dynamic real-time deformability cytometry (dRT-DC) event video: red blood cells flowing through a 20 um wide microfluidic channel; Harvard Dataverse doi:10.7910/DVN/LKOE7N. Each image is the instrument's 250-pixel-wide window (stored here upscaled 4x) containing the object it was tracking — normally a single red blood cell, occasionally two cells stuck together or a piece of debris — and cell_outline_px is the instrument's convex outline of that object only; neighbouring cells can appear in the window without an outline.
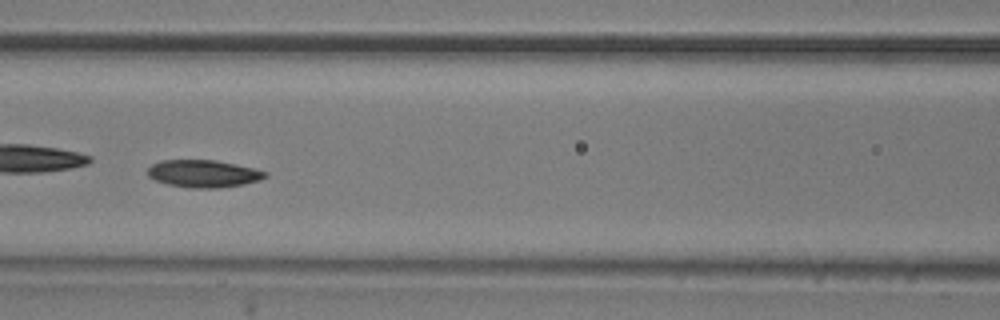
{"species": "common noctule bat (a hibernating species)", "species_latin": "Nyctalus noctula", "temperature_condition": "room temperature", "stored_images_in_passage": 56, "camera_frame_rate_fps": 3000, "um_per_image_px": 0.085, "animal": {"sex": "male", "body_mass_g": 20.5, "forearm_length_mm": 52.5}, "frame": {"image": 1, "passage_image": 25, "time_ms": 8.0, "image_size_px": [1000, 320], "cell_outline_px": [[264, 176], [256, 180], [240, 184], [172, 184], [156, 180], [148, 176], [148, 168], [152, 164], [164, 160], [212, 160], [232, 164], [264, 172]], "centroid_in_image_um": [17.15, 14.67], "position_along_channel_um": 149.5, "area_um2": 16.47}}
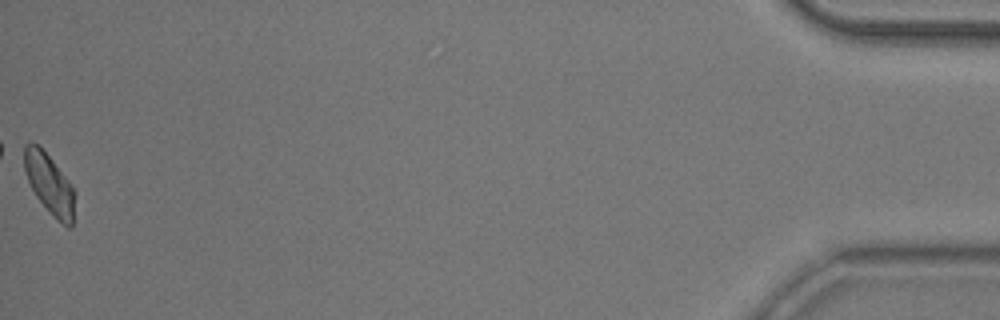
{"frame": {"image": 2, "passage_image": 56, "time_ms": 18.333, "image_size_px": [1000, 320], "cell_outline_px": [[76, 192], [72, 224], [68, 228], [36, 196], [28, 180], [24, 168], [24, 148], [28, 144], [36, 144], [48, 156]], "centroid_in_image_um": [4.21, 15.64], "position_along_channel_um": 431.0, "area_um2": 16.7}, "authors_computed_cell_mechanics": {"area_um2": 17.1955, "velocity_mm_per_s": 3.6849, "shape_relaxation_time_tau1_ms": 5.7007, "shape_relaxation_time_tau2_ms": 5.019, "deformation_change_tau1": 0.1236, "deformation_change_tau2": 0.0901}}